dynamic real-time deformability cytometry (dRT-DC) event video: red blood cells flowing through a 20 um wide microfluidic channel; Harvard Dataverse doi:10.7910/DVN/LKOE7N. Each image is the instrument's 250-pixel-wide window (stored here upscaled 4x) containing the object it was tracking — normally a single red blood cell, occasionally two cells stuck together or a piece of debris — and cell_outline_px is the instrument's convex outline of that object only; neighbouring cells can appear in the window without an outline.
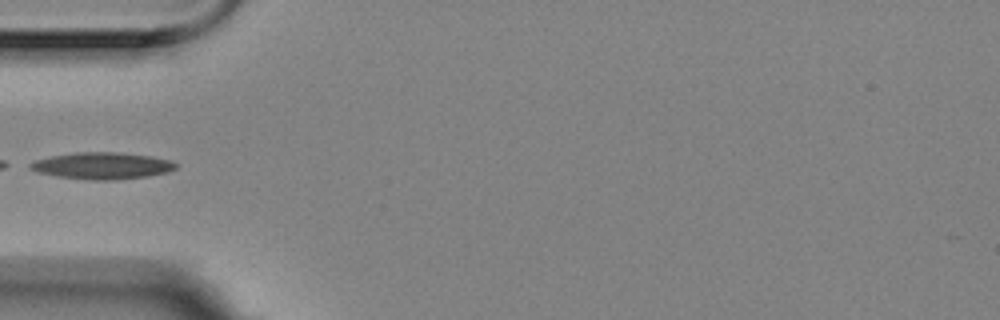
{"species": "Egyptian fruit bat (a non-hibernating species)", "species_latin": "Rousettus aegyptiacus", "temperature_condition": "room temperature", "stored_images_in_passage": 5, "camera_frame_rate_fps": 3000, "um_per_image_px": 0.085, "animal": {"sex": "female"}, "frame": {"image": 1, "passage_image": 5, "time_ms": 1.333, "image_size_px": [1000, 320], "cell_outline_px": [[176, 168], [168, 172], [148, 176], [116, 180], [92, 180], [56, 176], [36, 172], [28, 168], [28, 164], [36, 160], [52, 156], [76, 152], [116, 152], [152, 156], [172, 160], [176, 164]], "centroid_in_image_um": [8.68, 14.09], "position_along_channel_um": 76.3, "area_um2": 22.77}}